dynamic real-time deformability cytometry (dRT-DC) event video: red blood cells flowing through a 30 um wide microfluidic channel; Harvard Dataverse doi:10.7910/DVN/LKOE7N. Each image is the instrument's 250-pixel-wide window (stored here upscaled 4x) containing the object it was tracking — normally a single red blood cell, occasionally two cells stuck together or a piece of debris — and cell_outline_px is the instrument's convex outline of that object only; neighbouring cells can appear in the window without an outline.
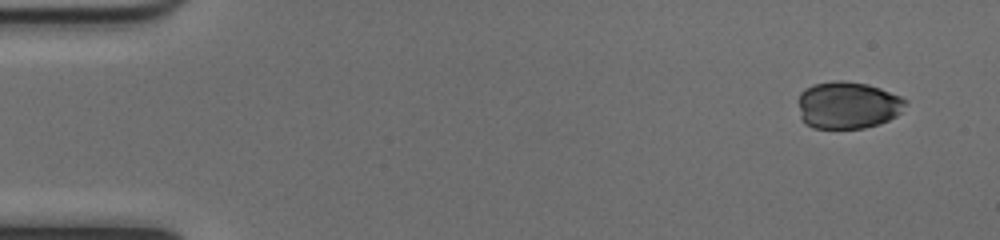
{"species": "common noctule bat (a hibernating species)", "species_latin": "Nyctalus noctula", "temperature_condition": "cold", "stored_images_in_passage": 49, "camera_frame_rate_fps": 3000, "um_per_image_px": 0.085, "animal": {"sex": "female", "body_mass_g": 17.0, "forearm_length_mm": 48.0}, "frame": {"image": 1, "passage_image": 1, "time_ms": 0.0, "image_size_px": [1000, 240], "cell_outline_px": [[908, 100], [900, 112], [896, 116], [880, 124], [864, 128], [812, 128], [804, 124], [800, 116], [800, 92], [804, 88], [812, 84], [836, 80], [840, 80], [868, 84], [880, 88], [900, 96]], "centroid_in_image_um": [72.05, 8.94], "position_along_channel_um": 12.9, "area_um2": 29.59}}
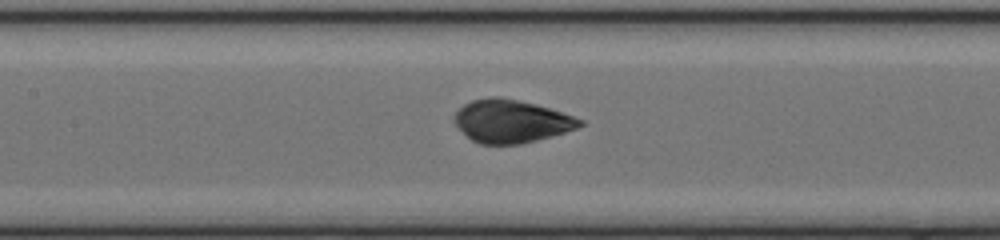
{"frame": {"image": 2, "passage_image": 22, "time_ms": 7.0, "image_size_px": [1000, 240], "cell_outline_px": [[584, 124], [576, 128], [552, 136], [520, 144], [480, 144], [472, 140], [452, 120], [452, 116], [464, 104], [472, 100], [488, 96], [500, 96], [536, 104], [584, 120]], "centroid_in_image_um": [43.42, 10.29], "position_along_channel_um": 164.0, "area_um2": 31.21}}
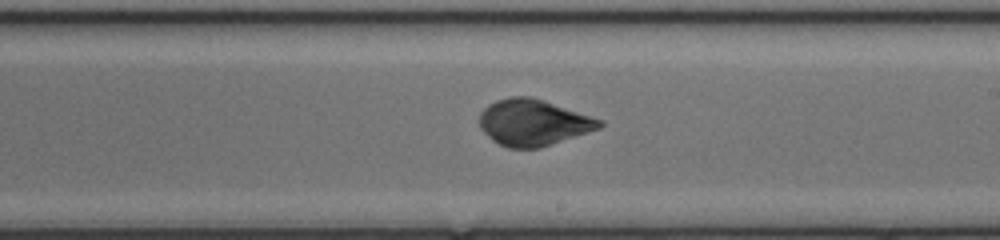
{"frame": {"image": 3, "passage_image": 28, "time_ms": 9.0, "image_size_px": [1000, 240], "cell_outline_px": [[604, 124], [600, 128], [540, 148], [508, 148], [492, 140], [480, 128], [480, 112], [488, 104], [496, 100], [512, 96], [532, 96], [604, 120]], "centroid_in_image_um": [45.33, 10.4], "position_along_channel_um": 243.7, "area_um2": 32.43}}